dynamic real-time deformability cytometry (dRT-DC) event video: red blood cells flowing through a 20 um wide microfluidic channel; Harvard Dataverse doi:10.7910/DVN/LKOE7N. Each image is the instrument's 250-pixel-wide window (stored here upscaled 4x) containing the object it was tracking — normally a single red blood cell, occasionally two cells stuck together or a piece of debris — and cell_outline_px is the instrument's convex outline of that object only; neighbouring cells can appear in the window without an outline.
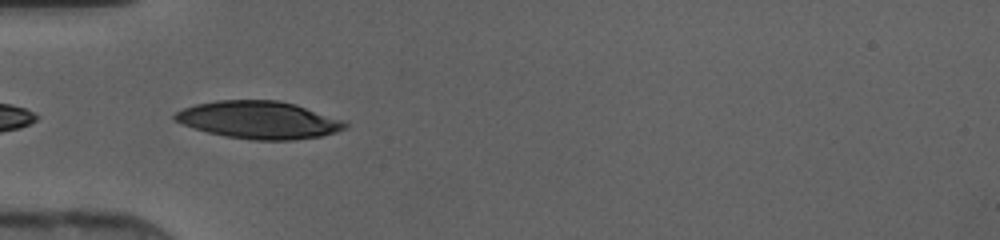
{"species": "human", "species_latin": "Homo sapiens", "temperature_condition": "cold", "stored_images_in_passage": 32, "camera_frame_rate_fps": 3000, "um_per_image_px": 0.085, "donor": {"sex": "female"}, "frame": {"image": 1, "passage_image": 1, "time_ms": 0.0, "image_size_px": [1000, 240], "cell_outline_px": [[348, 128], [336, 132], [320, 136], [292, 140], [252, 140], [224, 136], [192, 128], [176, 120], [172, 116], [176, 112], [184, 108], [196, 104], [216, 100], [280, 100], [296, 104], [348, 120]], "centroid_in_image_um": [22.08, 10.19], "position_along_channel_um": 62.9, "area_um2": 37.63}}
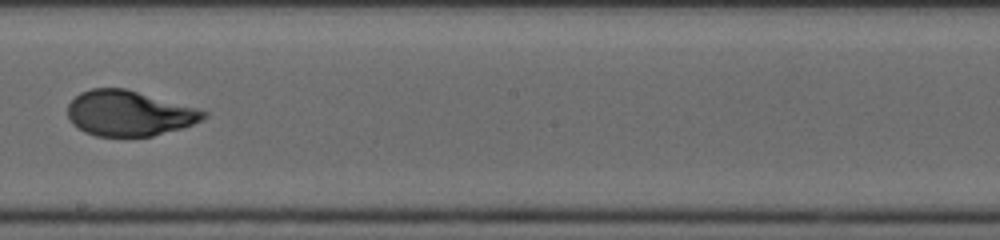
{"frame": {"image": 2, "passage_image": 13, "time_ms": 4.0, "image_size_px": [1000, 240], "cell_outline_px": [[208, 116], [192, 124], [180, 128], [152, 136], [96, 136], [84, 132], [72, 124], [68, 116], [68, 104], [80, 92], [92, 88], [124, 88], [196, 108], [208, 112]], "centroid_in_image_um": [10.93, 9.63], "position_along_channel_um": 237.3, "area_um2": 35.55}}
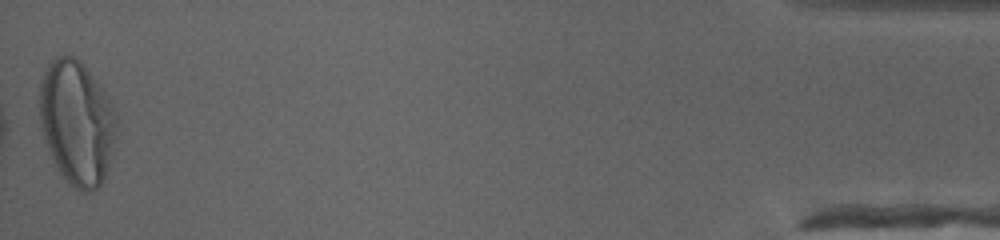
{"frame": {"image": 3, "passage_image": 32, "time_ms": 10.333, "image_size_px": [1000, 240], "cell_outline_px": [[116, 128], [104, 180], [92, 192], [84, 192], [68, 184], [60, 172], [48, 148], [40, 124], [40, 84], [44, 72], [48, 64], [56, 56], [72, 56], [80, 60], [84, 64], [104, 92], [116, 116]], "centroid_in_image_um": [6.5, 10.41], "position_along_channel_um": 428.7, "area_um2": 54.74}}